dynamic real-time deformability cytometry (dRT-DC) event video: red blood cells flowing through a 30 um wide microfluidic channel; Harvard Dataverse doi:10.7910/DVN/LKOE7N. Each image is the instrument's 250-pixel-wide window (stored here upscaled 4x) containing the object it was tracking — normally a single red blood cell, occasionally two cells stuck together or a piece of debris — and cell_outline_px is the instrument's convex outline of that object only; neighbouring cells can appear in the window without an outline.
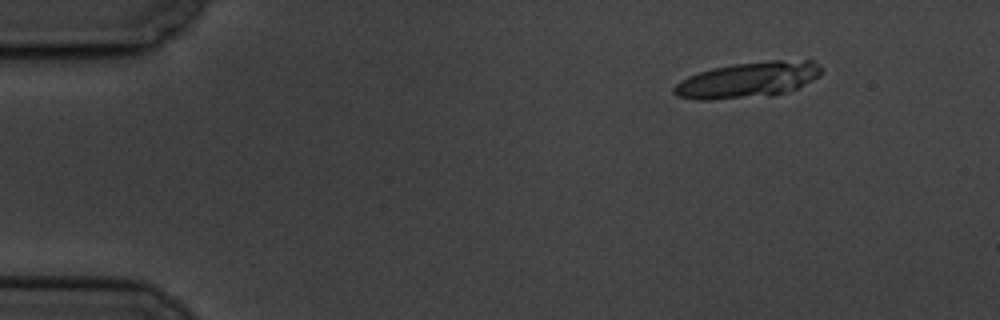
{"species": "common noctule bat (a hibernating species)", "species_latin": "Nyctalus noctula", "temperature_condition": "cold", "stored_images_in_passage": 4, "camera_frame_rate_fps": 3000, "um_per_image_px": 0.085, "animal": {"sex": "male", "body_mass_g": 19.5, "forearm_length_mm": 54.6}, "frame": {"image": 1, "passage_image": 1, "time_ms": 0.0, "image_size_px": [1000, 320], "cell_outline_px": [[820, 76], [788, 92], [772, 96], [708, 100], [696, 100], [676, 96], [672, 92], [672, 88], [680, 80], [688, 76], [712, 68], [732, 64], [768, 60], [812, 60], [820, 68]], "centroid_in_image_um": [63.53, 6.8], "position_along_channel_um": 21.5, "area_um2": 30.87}}